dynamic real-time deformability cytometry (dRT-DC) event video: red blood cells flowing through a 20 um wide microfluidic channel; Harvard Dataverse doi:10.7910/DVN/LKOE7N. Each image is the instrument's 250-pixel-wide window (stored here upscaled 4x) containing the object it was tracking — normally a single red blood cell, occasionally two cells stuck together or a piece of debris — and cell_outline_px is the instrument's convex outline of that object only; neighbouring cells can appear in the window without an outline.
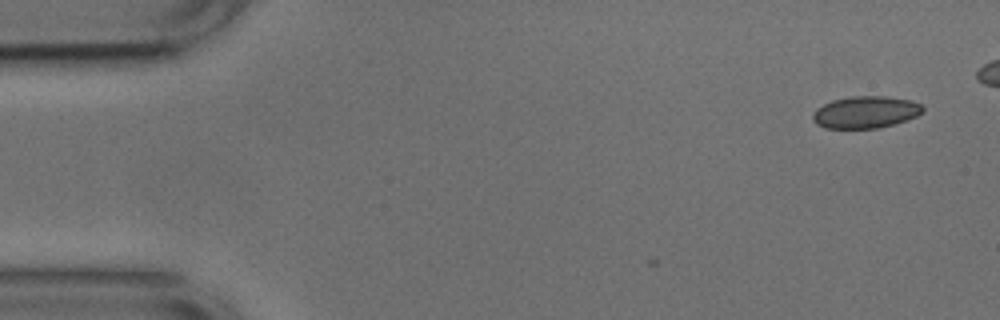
{"species": "common noctule bat (a hibernating species)", "species_latin": "Nyctalus noctula", "temperature_condition": "cold", "stored_images_in_passage": 5, "camera_frame_rate_fps": 3000, "um_per_image_px": 0.085, "animal": {"sex": "male", "body_mass_g": 17.9, "forearm_length_mm": 54.2}, "frame": {"image": 1, "passage_image": 1, "time_ms": 0.0, "image_size_px": [1000, 320], "cell_outline_px": [[924, 112], [916, 116], [892, 124], [876, 128], [824, 128], [816, 124], [812, 120], [812, 116], [816, 108], [832, 100], [852, 96], [884, 96], [912, 100], [920, 104], [924, 108]], "centroid_in_image_um": [73.55, 9.53], "position_along_channel_um": 11.4, "area_um2": 20.46}}